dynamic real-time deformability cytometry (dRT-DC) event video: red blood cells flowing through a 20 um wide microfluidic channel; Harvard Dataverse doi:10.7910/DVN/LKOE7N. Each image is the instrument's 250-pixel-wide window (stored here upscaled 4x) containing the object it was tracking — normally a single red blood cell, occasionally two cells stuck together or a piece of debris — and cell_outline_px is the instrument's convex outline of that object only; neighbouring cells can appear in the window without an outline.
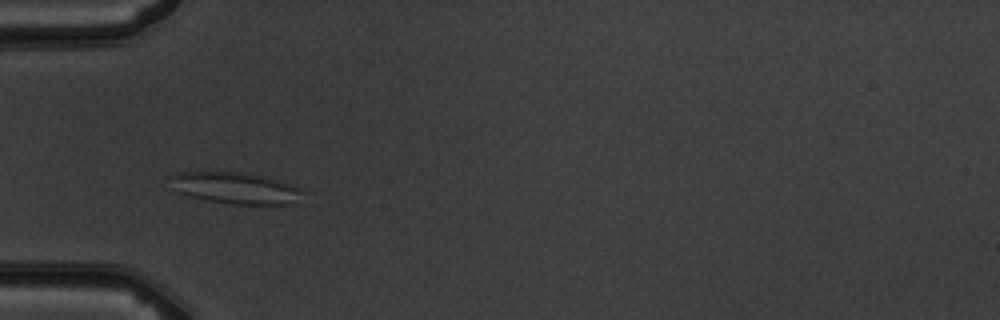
{"species": "common noctule bat (a hibernating species)", "species_latin": "Nyctalus noctula", "temperature_condition": "warm", "stored_images_in_passage": 6, "camera_frame_rate_fps": 3000, "um_per_image_px": 0.085, "animal": {"sex": "male", "body_mass_g": 19.5, "forearm_length_mm": 54.6}, "frame": {"image": 1, "passage_image": 3, "time_ms": 2.667, "image_size_px": [1000, 320], "cell_outline_px": [[304, 192], [292, 204], [232, 204], [204, 200], [188, 196], [176, 192], [168, 188], [164, 176], [180, 172], [240, 172], [264, 176], [284, 180], [300, 188]], "centroid_in_image_um": [19.87, 15.97], "position_along_channel_um": 65.1, "area_um2": 25.09}}
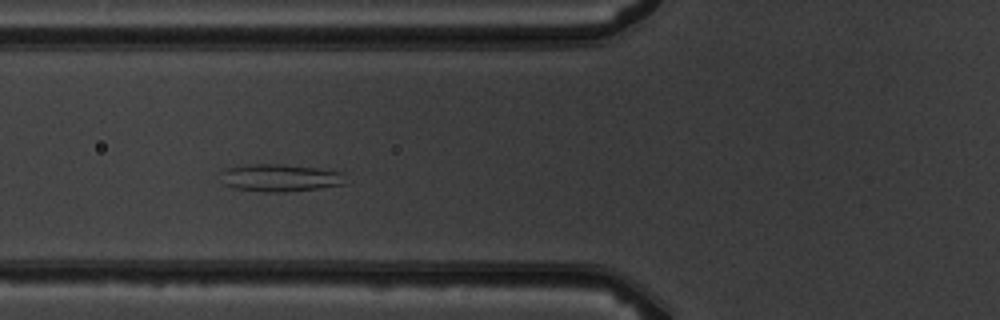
{"frame": {"image": 2, "passage_image": 4, "time_ms": 3.667, "image_size_px": [1000, 320], "cell_outline_px": [[348, 172], [344, 184], [316, 188], [284, 192], [264, 192], [236, 188], [224, 184], [220, 172], [228, 168], [244, 164], [280, 164], [316, 168]], "centroid_in_image_um": [23.84, 15.1], "position_along_channel_um": 102.0, "area_um2": 20.0}}
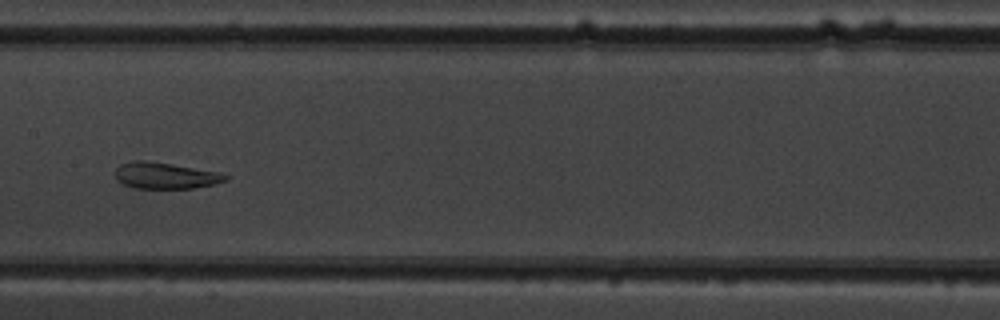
{"frame": {"image": 3, "passage_image": 6, "time_ms": 6.0, "image_size_px": [1000, 320], "cell_outline_px": [[228, 180], [216, 184], [192, 188], [132, 188], [116, 180], [116, 168], [120, 164], [136, 160], [144, 160], [172, 164], [220, 172], [228, 176]], "centroid_in_image_um": [14.06, 14.93], "position_along_channel_um": 193.3, "area_um2": 16.94}}